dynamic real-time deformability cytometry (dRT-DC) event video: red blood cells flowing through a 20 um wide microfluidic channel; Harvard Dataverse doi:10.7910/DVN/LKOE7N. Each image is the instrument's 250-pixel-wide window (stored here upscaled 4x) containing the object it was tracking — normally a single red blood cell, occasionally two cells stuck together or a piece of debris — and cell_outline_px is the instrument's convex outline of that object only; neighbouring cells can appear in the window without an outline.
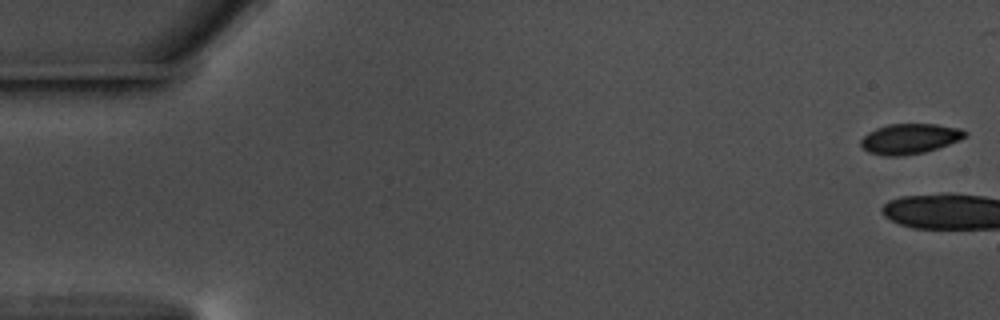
{"species": "common noctule bat (a hibernating species)", "species_latin": "Nyctalus noctula", "temperature_condition": "warm", "stored_images_in_passage": 4, "camera_frame_rate_fps": 3000, "um_per_image_px": 0.085, "animal": {"sex": "male", "body_mass_g": 17.5, "forearm_length_mm": 52.3}, "frame": {"image": 1, "passage_image": 1, "time_ms": 0.0, "image_size_px": [1000, 320], "cell_outline_px": [[968, 136], [960, 140], [924, 152], [904, 156], [884, 156], [868, 152], [860, 144], [860, 140], [868, 132], [876, 128], [888, 124], [936, 124], [960, 128], [968, 132]], "centroid_in_image_um": [77.33, 11.79], "position_along_channel_um": 7.7, "area_um2": 18.44}}